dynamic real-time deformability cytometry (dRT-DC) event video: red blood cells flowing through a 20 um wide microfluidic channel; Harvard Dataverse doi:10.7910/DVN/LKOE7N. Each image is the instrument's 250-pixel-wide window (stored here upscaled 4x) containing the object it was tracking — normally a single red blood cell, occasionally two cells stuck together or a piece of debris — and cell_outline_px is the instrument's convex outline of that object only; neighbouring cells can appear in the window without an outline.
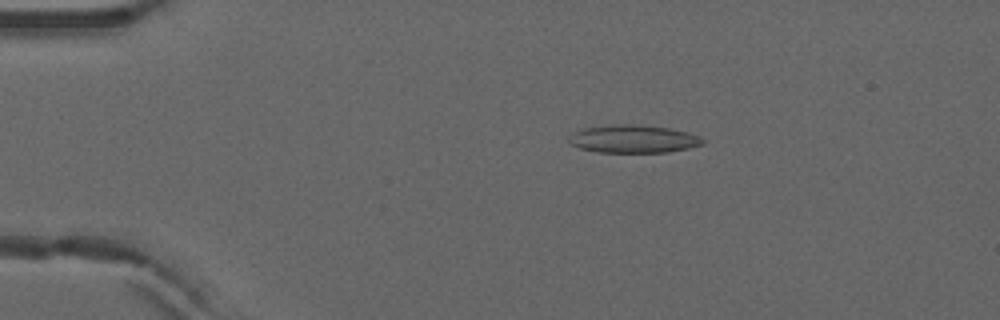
{"species": "common noctule bat (a hibernating species)", "species_latin": "Nyctalus noctula", "temperature_condition": "warm", "stored_images_in_passage": 4, "camera_frame_rate_fps": 3000, "um_per_image_px": 0.085, "animal": {"sex": "male", "forearm_length_mm": 52.5}, "frame": {"image": 1, "passage_image": 2, "time_ms": 0.333, "image_size_px": [1000, 320], "cell_outline_px": [[704, 144], [688, 148], [668, 152], [596, 152], [580, 148], [568, 144], [568, 136], [572, 132], [584, 128], [612, 124], [632, 124], [668, 128], [688, 132], [704, 140]], "centroid_in_image_um": [53.76, 11.81], "position_along_channel_um": 31.2, "area_um2": 21.79}}
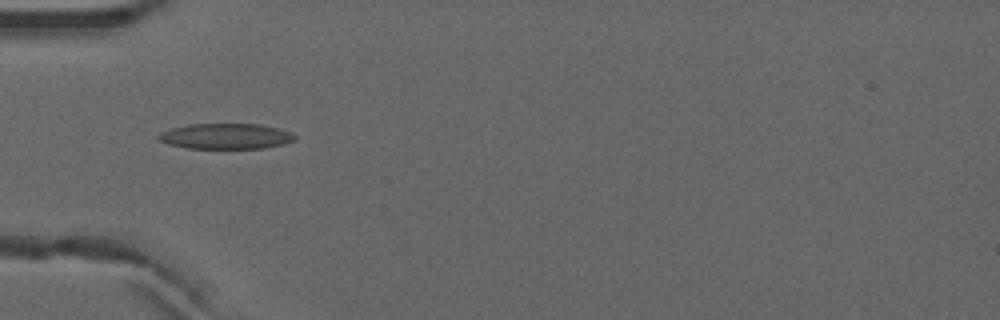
{"frame": {"image": 2, "passage_image": 4, "time_ms": 1.0, "image_size_px": [1000, 320], "cell_outline_px": [[296, 140], [264, 148], [188, 148], [168, 144], [160, 140], [156, 136], [160, 132], [172, 128], [188, 124], [260, 124], [280, 128], [296, 136]], "centroid_in_image_um": [19.17, 11.57], "position_along_channel_um": 65.8, "area_um2": 20.17}}